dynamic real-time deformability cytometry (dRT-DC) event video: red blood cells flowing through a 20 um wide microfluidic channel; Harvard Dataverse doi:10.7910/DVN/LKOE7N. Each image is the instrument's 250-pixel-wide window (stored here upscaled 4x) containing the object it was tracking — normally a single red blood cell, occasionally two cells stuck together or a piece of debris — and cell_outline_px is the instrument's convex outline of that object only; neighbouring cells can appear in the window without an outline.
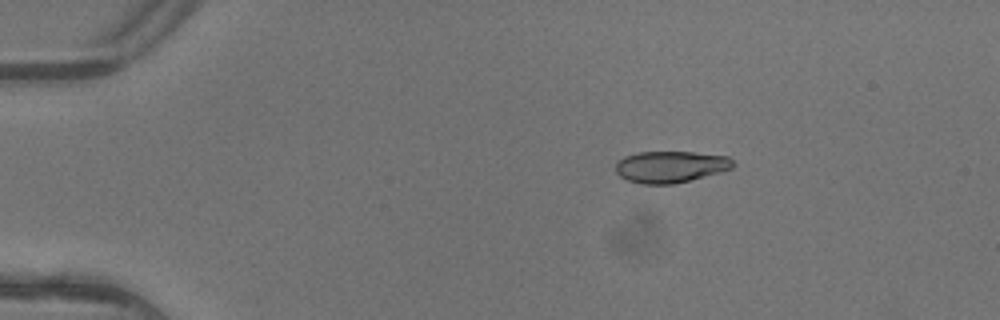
{"species": "common noctule bat (a hibernating species)", "species_latin": "Nyctalus noctula", "temperature_condition": "warm", "stored_images_in_passage": 6, "camera_frame_rate_fps": 3000, "um_per_image_px": 0.085, "animal": {"sex": "female"}, "frame": {"image": 1, "passage_image": 3, "time_ms": 0.667, "image_size_px": [1000, 320], "cell_outline_px": [[736, 164], [732, 168], [720, 172], [672, 184], [640, 184], [628, 180], [620, 176], [616, 172], [616, 164], [624, 156], [636, 152], [692, 152], [728, 156]], "centroid_in_image_um": [56.99, 14.17], "position_along_channel_um": 28.0, "area_um2": 21.5}}
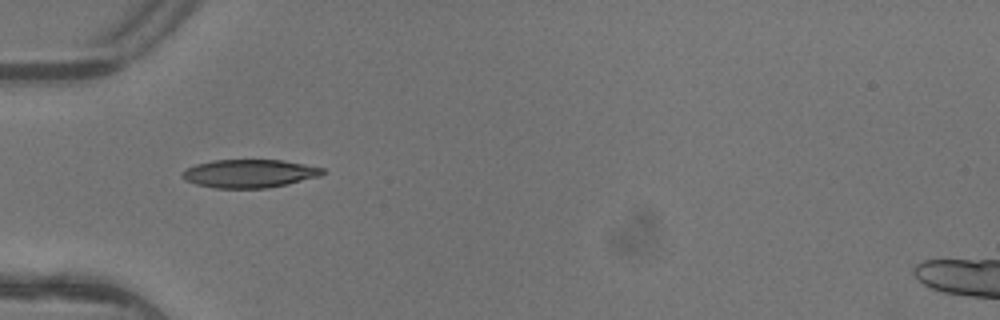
{"frame": {"image": 2, "passage_image": 5, "time_ms": 1.333, "image_size_px": [1000, 320], "cell_outline_px": [[324, 172], [320, 176], [288, 184], [268, 188], [216, 188], [196, 184], [184, 180], [180, 176], [188, 168], [196, 164], [212, 160], [280, 160], [304, 164], [324, 168]], "centroid_in_image_um": [21.2, 14.75], "position_along_channel_um": 63.8, "area_um2": 23.0}}
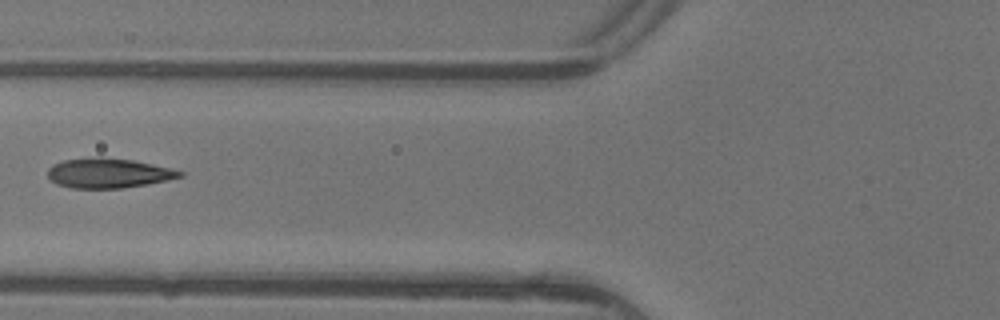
{"frame": {"image": 3, "passage_image": 6, "time_ms": 1.667, "image_size_px": [1000, 320], "cell_outline_px": [[184, 176], [168, 180], [148, 184], [124, 188], [72, 188], [56, 184], [48, 176], [48, 168], [52, 164], [64, 160], [100, 156], [132, 160], [152, 164], [184, 172]], "centroid_in_image_um": [9.2, 14.71], "position_along_channel_um": 116.6, "area_um2": 22.95}}